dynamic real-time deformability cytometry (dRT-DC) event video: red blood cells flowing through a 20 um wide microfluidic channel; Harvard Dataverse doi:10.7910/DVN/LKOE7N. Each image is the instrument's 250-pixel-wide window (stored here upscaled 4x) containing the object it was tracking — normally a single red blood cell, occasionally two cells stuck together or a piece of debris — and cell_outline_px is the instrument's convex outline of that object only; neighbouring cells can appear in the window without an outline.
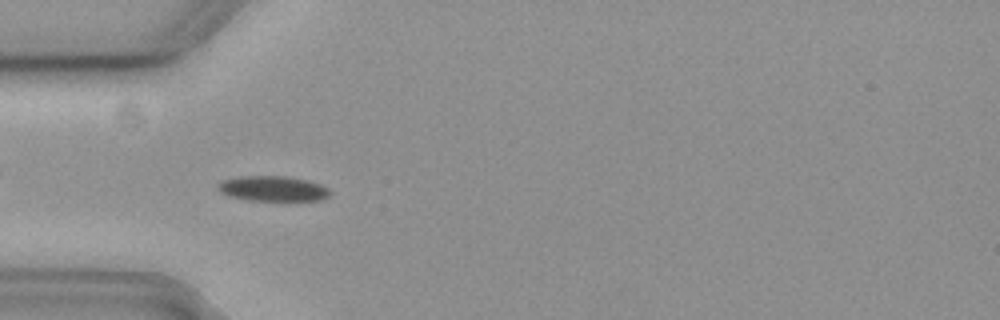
{"species": "common noctule bat (a hibernating species)", "species_latin": "Nyctalus noctula", "temperature_condition": "cold", "stored_images_in_passage": 56, "camera_frame_rate_fps": 3000, "um_per_image_px": 0.085, "animal": {"sex": "female", "body_mass_g": 19.3, "forearm_length_mm": 54.1}, "frame": {"image": 1, "passage_image": 17, "time_ms": 5.333, "image_size_px": [1000, 320], "cell_outline_px": [[332, 192], [328, 196], [320, 200], [248, 200], [228, 196], [220, 192], [216, 188], [216, 184], [220, 180], [240, 176], [288, 176], [308, 180], [320, 184], [328, 188]], "centroid_in_image_um": [23.15, 16.02], "position_along_channel_um": 61.9, "area_um2": 16.65}}
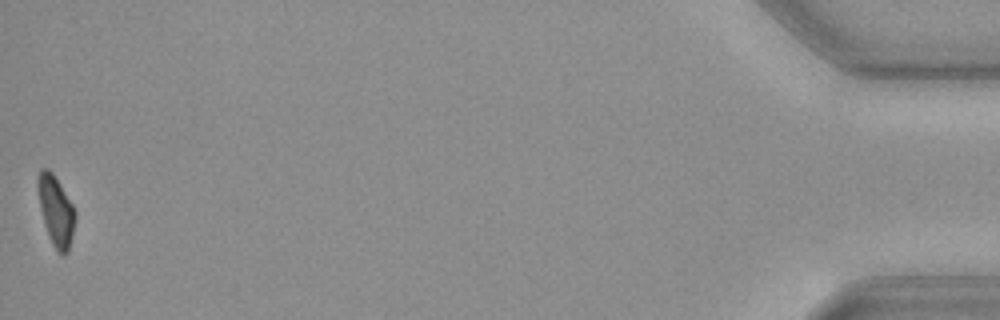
{"frame": {"image": 2, "passage_image": 56, "time_ms": 18.333, "image_size_px": [1000, 320], "cell_outline_px": [[76, 220], [68, 252], [64, 256], [52, 244], [48, 236], [44, 224], [40, 208], [36, 188], [36, 176], [40, 168], [48, 168], [52, 172], [60, 184], [72, 204], [76, 212]], "centroid_in_image_um": [4.73, 17.88], "position_along_channel_um": 430.5, "area_um2": 15.49}, "authors_computed_cell_mechanics": {"area_um2": 16.7042, "velocity_mm_per_s": 3.6762, "shape_relaxation_time_tau1_ms": 6.9827, "shape_relaxation_time_tau2_ms": null, "deformation_change_tau1": 0.1535, "deformation_change_tau2": null}}